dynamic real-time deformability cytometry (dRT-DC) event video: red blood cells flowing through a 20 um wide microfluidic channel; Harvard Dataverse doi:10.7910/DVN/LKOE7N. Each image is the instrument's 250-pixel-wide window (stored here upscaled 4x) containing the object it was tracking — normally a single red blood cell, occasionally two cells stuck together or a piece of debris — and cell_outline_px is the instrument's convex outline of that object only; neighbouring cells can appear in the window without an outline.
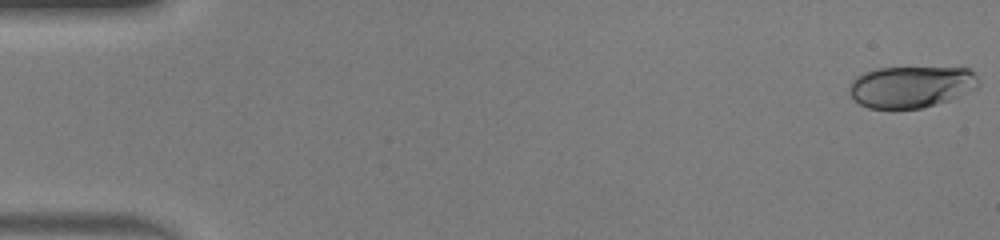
{"species": "human", "species_latin": "Homo sapiens", "temperature_condition": "warm", "stored_images_in_passage": 48, "camera_frame_rate_fps": 3000, "um_per_image_px": 0.085, "donor": {"sex": "male"}, "frame": {"image": 1, "passage_image": 1, "time_ms": 0.0, "image_size_px": [1000, 240], "cell_outline_px": [[980, 84], [976, 88], [948, 100], [936, 104], [920, 108], [868, 108], [860, 104], [852, 96], [848, 88], [852, 80], [856, 76], [864, 72], [876, 68], [968, 68], [976, 76]], "centroid_in_image_um": [77.41, 7.37], "position_along_channel_um": 7.6, "area_um2": 31.04}}
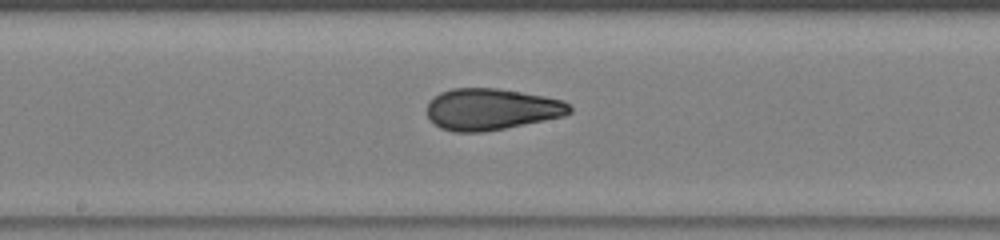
{"frame": {"image": 2, "passage_image": 26, "time_ms": 8.333, "image_size_px": [1000, 240], "cell_outline_px": [[572, 112], [564, 116], [484, 132], [452, 132], [440, 128], [428, 116], [428, 104], [440, 92], [452, 88], [496, 88], [544, 96], [564, 100], [572, 108]], "centroid_in_image_um": [41.78, 9.28], "position_along_channel_um": 206.4, "area_um2": 34.28}}
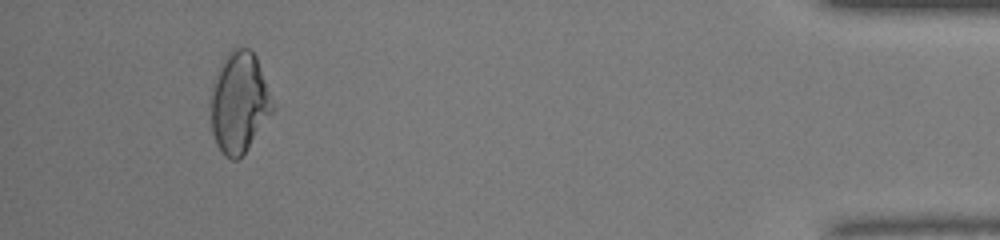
{"frame": {"image": 3, "passage_image": 45, "time_ms": 14.667, "image_size_px": [1000, 240], "cell_outline_px": [[276, 108], [244, 152], [236, 160], [232, 160], [224, 156], [220, 152], [216, 144], [212, 132], [208, 104], [208, 96], [216, 72], [224, 56], [232, 48], [248, 48], [256, 56]], "centroid_in_image_um": [20.28, 8.7], "position_along_channel_um": 414.9, "area_um2": 36.99}, "authors_computed_cell_mechanics": {"area_um2": 34.2465, "velocity_mm_per_s": 4.3414, "shape_relaxation_time_tau1_ms": null, "shape_relaxation_time_tau2_ms": 1.0544, "deformation_change_tau1": null, "deformation_change_tau2": 0.0654}}